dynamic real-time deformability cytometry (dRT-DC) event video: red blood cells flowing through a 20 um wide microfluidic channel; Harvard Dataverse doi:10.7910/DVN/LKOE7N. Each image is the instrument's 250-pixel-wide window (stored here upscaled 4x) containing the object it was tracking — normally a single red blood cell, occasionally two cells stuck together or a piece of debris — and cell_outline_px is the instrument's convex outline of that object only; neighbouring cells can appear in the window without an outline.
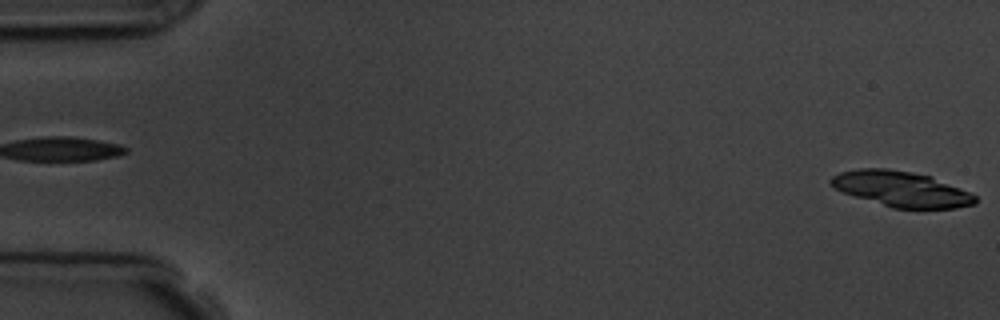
{"species": "common noctule bat (a hibernating species)", "species_latin": "Nyctalus noctula", "temperature_condition": "room temperature", "stored_images_in_passage": 5, "segment_of_instrument_passage": [2, 2], "camera_frame_rate_fps": 3000, "um_per_image_px": 0.085, "animal": {"sex": "male", "body_mass_g": 19.5, "forearm_length_mm": 54.6}, "frame": {"image": 1, "passage_image": 5, "time_ms": 5.333, "image_size_px": [1000, 320], "cell_outline_px": [[976, 204], [956, 208], [892, 208], [844, 192], [836, 188], [828, 180], [832, 176], [840, 172], [860, 168], [888, 168], [912, 172], [932, 176], [972, 192], [976, 196]], "centroid_in_image_um": [76.67, 16.05], "position_along_channel_um": 8.3, "area_um2": 29.77}}